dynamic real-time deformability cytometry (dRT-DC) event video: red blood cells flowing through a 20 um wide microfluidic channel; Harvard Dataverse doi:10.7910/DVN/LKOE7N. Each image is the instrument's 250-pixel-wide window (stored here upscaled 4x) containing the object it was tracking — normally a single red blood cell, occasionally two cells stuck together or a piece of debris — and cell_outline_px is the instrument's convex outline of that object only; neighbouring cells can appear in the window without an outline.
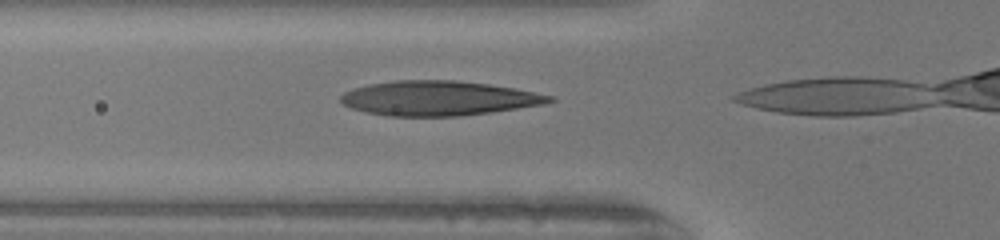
{"species": "human", "species_latin": "Homo sapiens", "temperature_condition": "warm", "stored_images_in_passage": 6, "camera_frame_rate_fps": 3000, "um_per_image_px": 0.085, "donor": {"sex": "female"}, "frame": {"image": 1, "passage_image": 2, "time_ms": 0.333, "image_size_px": [1000, 240], "cell_outline_px": [[556, 100], [544, 104], [492, 112], [460, 116], [388, 116], [368, 112], [352, 108], [344, 104], [340, 100], [340, 96], [344, 92], [352, 88], [368, 84], [396, 80], [456, 80], [488, 84], [516, 88], [556, 96]], "centroid_in_image_um": [37.31, 8.34], "position_along_channel_um": 88.5, "area_um2": 42.31}}
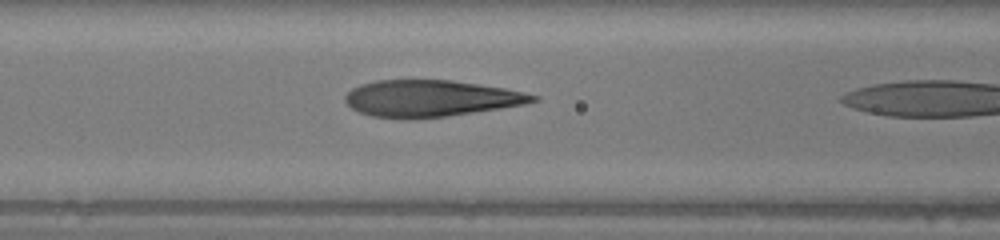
{"frame": {"image": 2, "passage_image": 5, "time_ms": 1.333, "image_size_px": [1000, 240], "cell_outline_px": [[540, 100], [524, 104], [500, 108], [444, 116], [408, 120], [404, 120], [372, 116], [360, 112], [352, 108], [344, 100], [344, 96], [352, 88], [360, 84], [376, 80], [452, 80], [504, 88], [524, 92], [540, 96]], "centroid_in_image_um": [36.58, 8.37], "position_along_channel_um": 130.0, "area_um2": 40.06}}